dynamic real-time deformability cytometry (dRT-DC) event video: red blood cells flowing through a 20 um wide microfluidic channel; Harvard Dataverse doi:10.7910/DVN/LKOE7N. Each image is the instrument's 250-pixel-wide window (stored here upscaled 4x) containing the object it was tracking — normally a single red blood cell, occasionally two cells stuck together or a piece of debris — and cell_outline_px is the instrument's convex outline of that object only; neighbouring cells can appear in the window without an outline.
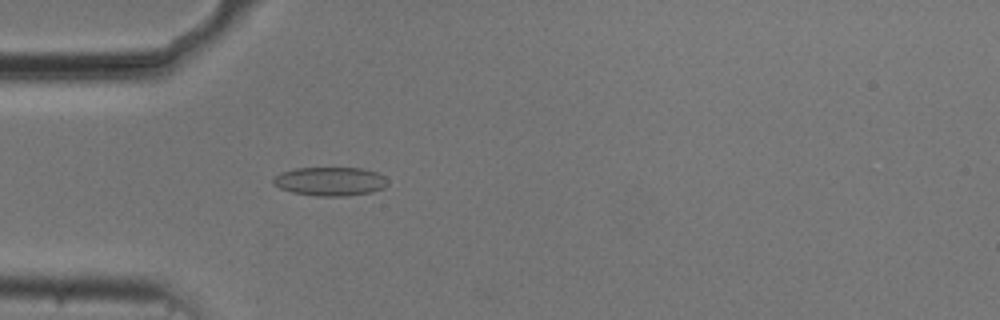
{"species": "common noctule bat (a hibernating species)", "species_latin": "Nyctalus noctula", "temperature_condition": "cold", "stored_images_in_passage": 53, "camera_frame_rate_fps": 3000, "um_per_image_px": 0.085, "animal": {"sex": "male", "body_mass_g": 20.5, "forearm_length_mm": 52.5}, "frame": {"image": 1, "passage_image": 15, "time_ms": 4.667, "image_size_px": [1000, 320], "cell_outline_px": [[388, 184], [384, 188], [372, 192], [344, 196], [316, 196], [292, 192], [280, 188], [272, 184], [272, 180], [280, 172], [296, 168], [360, 168], [376, 172], [384, 176], [388, 180]], "centroid_in_image_um": [28.06, 15.42], "position_along_channel_um": 56.9, "area_um2": 19.25}}
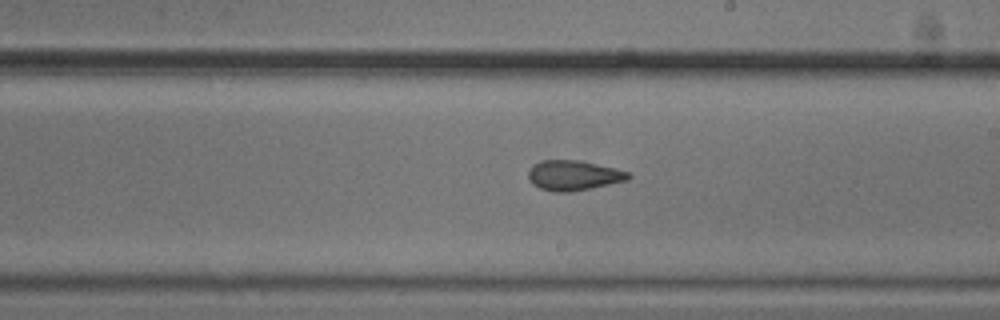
{"frame": {"image": 2, "passage_image": 30, "time_ms": 9.667, "image_size_px": [1000, 320], "cell_outline_px": [[632, 176], [628, 180], [592, 188], [572, 192], [556, 192], [540, 188], [532, 184], [528, 176], [528, 172], [532, 164], [540, 160], [580, 160], [628, 172]], "centroid_in_image_um": [48.72, 14.91], "position_along_channel_um": 240.3, "area_um2": 17.51}}
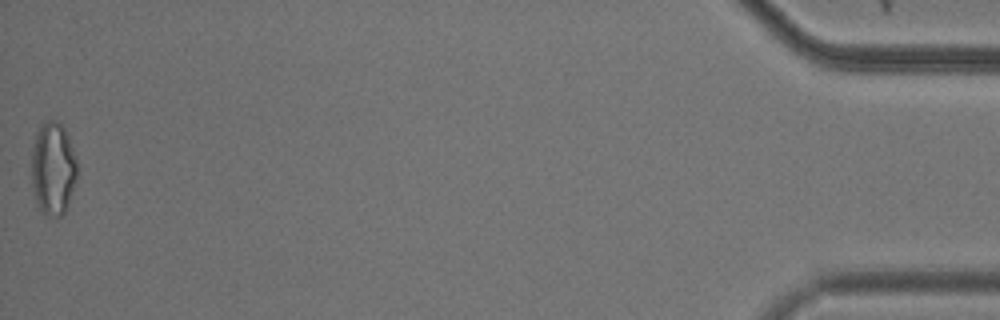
{"frame": {"image": 3, "passage_image": 53, "time_ms": 17.333, "image_size_px": [1000, 320], "cell_outline_px": [[76, 180], [68, 204], [64, 212], [60, 216], [48, 216], [36, 204], [32, 184], [32, 148], [36, 132], [48, 120], [56, 120], [64, 128], [68, 136], [76, 160]], "centroid_in_image_um": [4.5, 14.34], "position_along_channel_um": 430.7, "area_um2": 24.39}, "authors_computed_cell_mechanics": {"area_um2": 18.785, "velocity_mm_per_s": 3.7404, "shape_relaxation_time_tau1_ms": null, "shape_relaxation_time_tau2_ms": 2.3941, "deformation_change_tau1": null, "deformation_change_tau2": 0.0807}}